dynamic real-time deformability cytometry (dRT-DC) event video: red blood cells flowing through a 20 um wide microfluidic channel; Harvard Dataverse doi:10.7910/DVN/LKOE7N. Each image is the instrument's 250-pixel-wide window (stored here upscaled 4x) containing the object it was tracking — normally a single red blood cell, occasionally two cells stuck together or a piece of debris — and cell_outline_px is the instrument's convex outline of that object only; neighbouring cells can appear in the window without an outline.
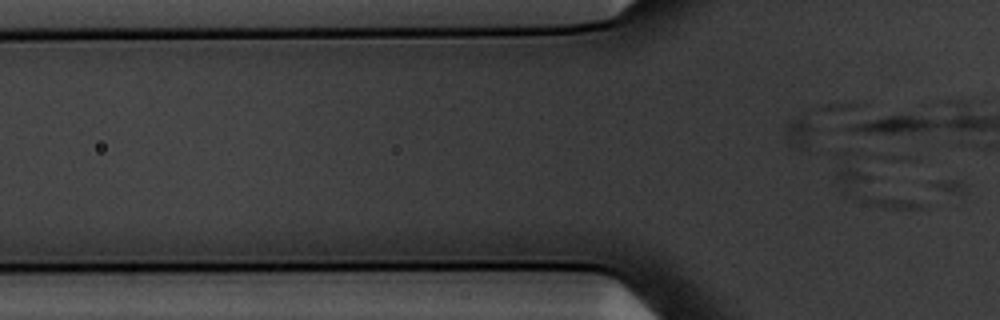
{"species": "common noctule bat (a hibernating species)", "species_latin": "Nyctalus noctula", "temperature_condition": "warm", "stored_images_in_passage": 5, "camera_frame_rate_fps": 3000, "um_per_image_px": 0.085, "animal": {"sex": "male", "body_mass_g": 20.1, "forearm_length_mm": 53.5}, "frame": {"image": 1, "passage_image": 5, "time_ms": 1.333, "image_size_px": [1000, 320], "cell_outline_px": [[616, 288], [608, 288], [528, 276], [484, 264], [584, 264], [612, 284]], "centroid_in_image_um": [47.54, 23.22], "position_along_channel_um": 78.3, "area_um2": 11.04}}